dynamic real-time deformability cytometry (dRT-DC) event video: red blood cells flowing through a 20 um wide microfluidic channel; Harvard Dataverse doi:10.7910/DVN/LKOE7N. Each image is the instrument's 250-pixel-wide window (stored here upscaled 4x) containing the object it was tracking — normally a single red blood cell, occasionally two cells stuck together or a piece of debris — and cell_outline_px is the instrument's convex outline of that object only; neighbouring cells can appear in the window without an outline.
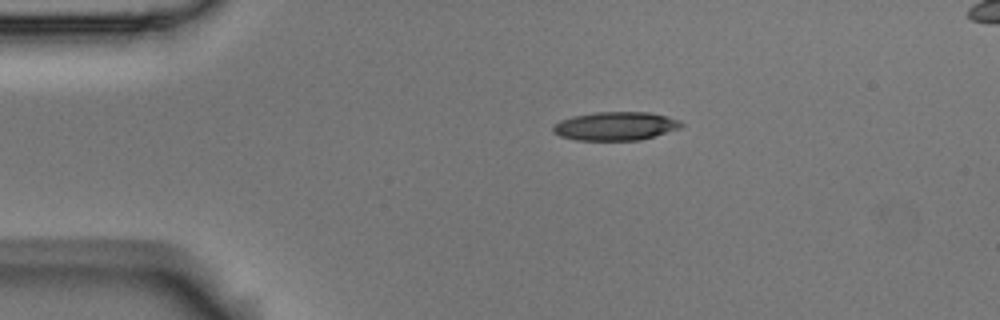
{"species": "Egyptian fruit bat (a non-hibernating species)", "species_latin": "Rousettus aegyptiacus", "temperature_condition": "room temperature", "stored_images_in_passage": 4, "camera_frame_rate_fps": 3000, "um_per_image_px": 0.085, "animal": {"sex": "male"}, "frame": {"image": 1, "passage_image": 2, "time_ms": 0.333, "image_size_px": [1000, 320], "cell_outline_px": [[684, 124], [680, 128], [640, 140], [576, 140], [560, 136], [552, 132], [552, 128], [560, 120], [572, 116], [596, 112], [648, 112], [668, 116], [680, 120]], "centroid_in_image_um": [52.32, 10.71], "position_along_channel_um": 32.7, "area_um2": 21.33}}
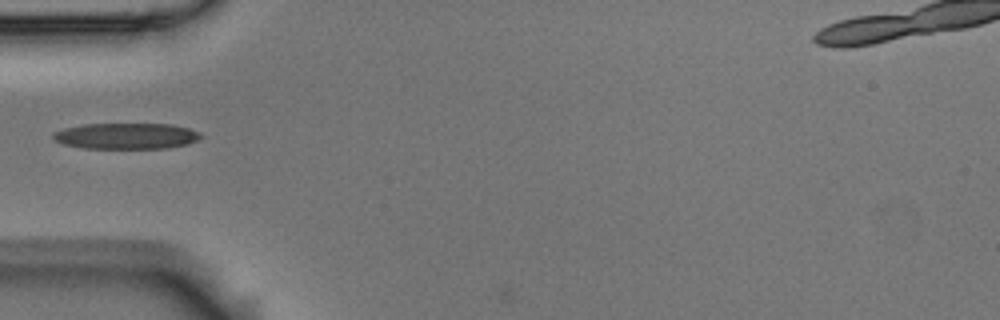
{"frame": {"image": 2, "passage_image": 4, "time_ms": 1.0, "image_size_px": [1000, 320], "cell_outline_px": [[204, 136], [188, 144], [168, 148], [84, 148], [64, 144], [52, 140], [52, 132], [64, 128], [84, 124], [172, 124], [188, 128], [200, 132]], "centroid_in_image_um": [10.72, 11.56], "position_along_channel_um": 74.3, "area_um2": 22.48}}